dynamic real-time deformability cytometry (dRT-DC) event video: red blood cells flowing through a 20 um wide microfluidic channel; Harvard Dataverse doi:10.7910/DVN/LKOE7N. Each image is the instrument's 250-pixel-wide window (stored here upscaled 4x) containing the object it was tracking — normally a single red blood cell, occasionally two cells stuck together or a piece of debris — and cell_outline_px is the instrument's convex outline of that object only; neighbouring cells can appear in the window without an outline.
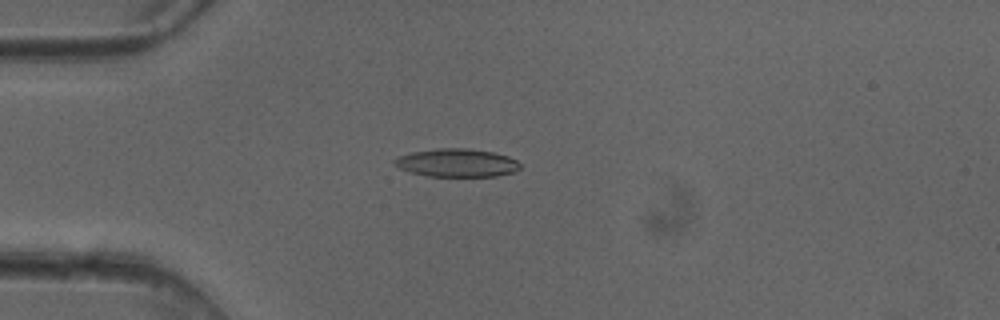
{"species": "common noctule bat (a hibernating species)", "species_latin": "Nyctalus noctula", "temperature_condition": "cold", "stored_images_in_passage": 51, "camera_frame_rate_fps": 3000, "um_per_image_px": 0.085, "animal": {"sex": "female"}, "frame": {"image": 1, "passage_image": 14, "time_ms": 4.333, "image_size_px": [1000, 320], "cell_outline_px": [[520, 168], [512, 172], [496, 176], [428, 176], [412, 172], [400, 168], [392, 160], [396, 156], [412, 152], [436, 148], [464, 148], [492, 152], [508, 156], [516, 160], [520, 164]], "centroid_in_image_um": [38.81, 13.83], "position_along_channel_um": 46.2, "area_um2": 20.46}}
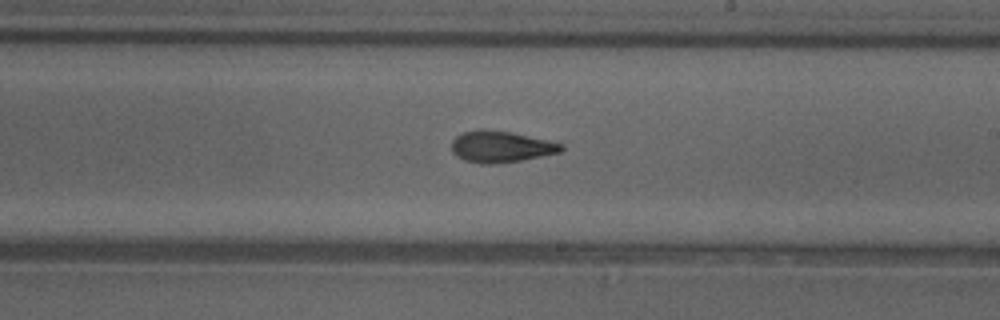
{"frame": {"image": 2, "passage_image": 30, "time_ms": 9.667, "image_size_px": [1000, 320], "cell_outline_px": [[564, 148], [560, 152], [520, 160], [492, 164], [480, 164], [464, 160], [456, 156], [452, 152], [452, 140], [456, 136], [464, 132], [480, 128], [484, 128], [512, 132], [548, 140], [564, 144]], "centroid_in_image_um": [42.55, 12.45], "position_along_channel_um": 246.5, "area_um2": 20.17}}
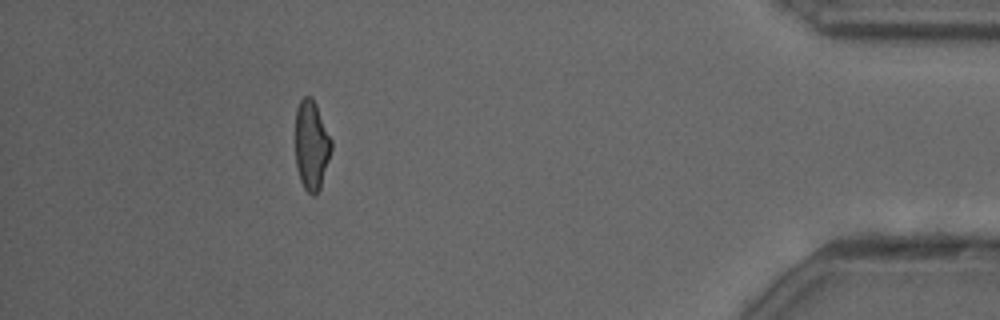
{"frame": {"image": 3, "passage_image": 46, "time_ms": 15.0, "image_size_px": [1000, 320], "cell_outline_px": [[332, 148], [320, 188], [312, 196], [304, 188], [300, 180], [296, 168], [296, 108], [300, 100], [304, 96], [312, 96], [316, 104], [332, 140]], "centroid_in_image_um": [26.47, 12.32], "position_along_channel_um": 408.7, "area_um2": 18.73}, "authors_computed_cell_mechanics": {"area_um2": 20.1144, "velocity_mm_per_s": 4.0832, "shape_relaxation_time_tau1_ms": null, "shape_relaxation_time_tau2_ms": 2.1766, "deformation_change_tau1": null, "deformation_change_tau2": 0.0942}}